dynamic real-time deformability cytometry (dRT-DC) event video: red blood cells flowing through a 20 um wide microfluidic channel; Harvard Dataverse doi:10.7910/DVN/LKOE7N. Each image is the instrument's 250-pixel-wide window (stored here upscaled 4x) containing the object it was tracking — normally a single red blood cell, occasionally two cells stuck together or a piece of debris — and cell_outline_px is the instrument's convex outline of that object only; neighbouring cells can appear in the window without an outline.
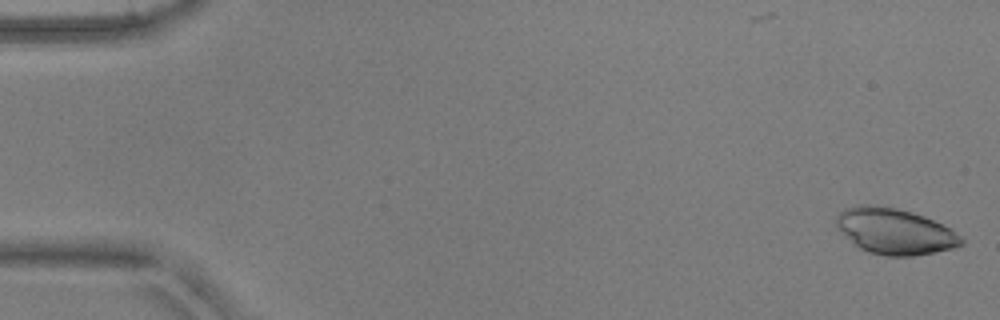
{"species": "common noctule bat (a hibernating species)", "species_latin": "Nyctalus noctula", "temperature_condition": "warm", "stored_images_in_passage": 10, "camera_frame_rate_fps": 3000, "um_per_image_px": 0.085, "animal": {"sex": "male", "body_mass_g": 17.9, "forearm_length_mm": 54.2}, "frame": {"image": 1, "passage_image": 1, "time_ms": 0.0, "image_size_px": [1000, 320], "cell_outline_px": [[964, 244], [952, 248], [912, 256], [884, 256], [868, 252], [860, 248], [844, 236], [836, 228], [836, 216], [844, 208], [856, 204], [868, 204], [896, 208], [912, 212], [924, 216], [948, 228], [960, 236], [964, 240]], "centroid_in_image_um": [75.99, 19.65], "position_along_channel_um": 9.0, "area_um2": 33.35}}